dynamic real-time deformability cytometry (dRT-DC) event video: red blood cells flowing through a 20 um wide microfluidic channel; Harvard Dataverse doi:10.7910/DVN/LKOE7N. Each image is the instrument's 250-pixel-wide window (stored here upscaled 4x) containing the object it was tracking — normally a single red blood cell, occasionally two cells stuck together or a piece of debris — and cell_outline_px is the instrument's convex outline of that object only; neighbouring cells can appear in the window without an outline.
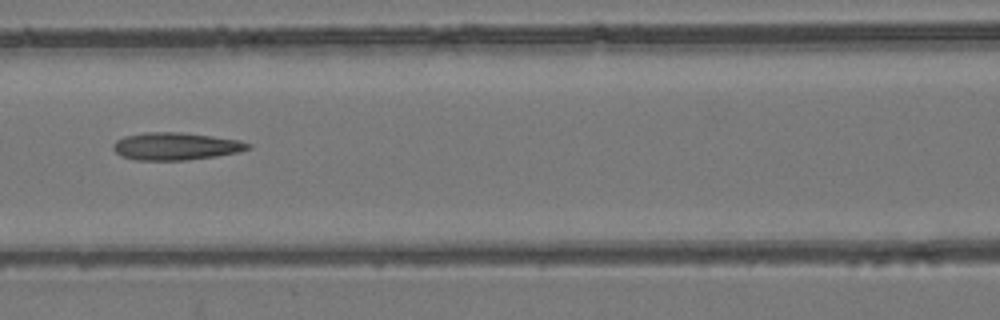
{"species": "common noctule bat (a hibernating species)", "species_latin": "Nyctalus noctula", "temperature_condition": "room temperature", "stored_images_in_passage": 7, "camera_frame_rate_fps": 3000, "um_per_image_px": 0.085, "animal": {"sex": "female", "body_mass_g": 24.6, "forearm_length_mm": 56.2}, "frame": {"image": 1, "passage_image": 7, "time_ms": 7.0, "image_size_px": [1000, 320], "cell_outline_px": [[252, 148], [240, 152], [216, 156], [184, 160], [136, 160], [120, 156], [112, 148], [112, 144], [116, 140], [124, 136], [144, 132], [180, 132], [212, 136], [240, 140], [252, 144]], "centroid_in_image_um": [14.94, 12.43], "position_along_channel_um": 151.7, "area_um2": 21.79}}